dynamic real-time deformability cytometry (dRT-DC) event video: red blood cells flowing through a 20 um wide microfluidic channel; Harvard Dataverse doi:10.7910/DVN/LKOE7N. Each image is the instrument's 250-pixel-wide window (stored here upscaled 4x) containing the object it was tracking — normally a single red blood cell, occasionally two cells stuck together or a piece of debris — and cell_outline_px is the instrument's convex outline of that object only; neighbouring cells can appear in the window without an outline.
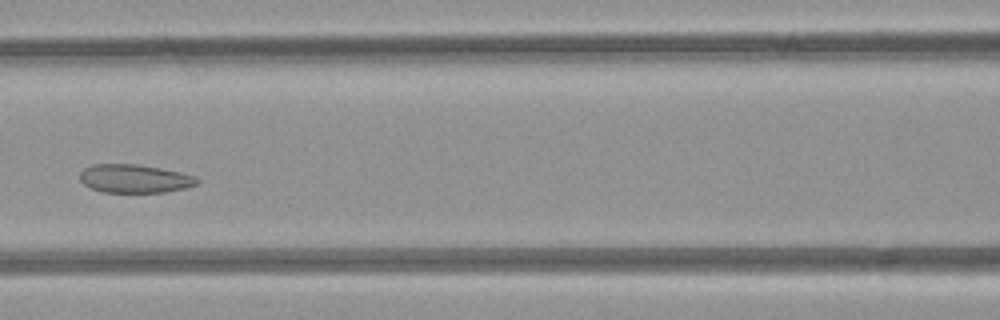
{"species": "common noctule bat (a hibernating species)", "species_latin": "Nyctalus noctula", "temperature_condition": "room temperature", "stored_images_in_passage": 7, "camera_frame_rate_fps": 3000, "um_per_image_px": 0.085, "animal": {"sex": "female", "body_mass_g": 21.9}, "frame": {"image": 1, "passage_image": 6, "time_ms": 6.667, "image_size_px": [1000, 320], "cell_outline_px": [[200, 180], [196, 184], [188, 188], [164, 192], [100, 192], [84, 184], [80, 180], [80, 172], [84, 168], [92, 164], [136, 164], [160, 168], [180, 172], [196, 176]], "centroid_in_image_um": [11.45, 15.18], "position_along_channel_um": 155.1, "area_um2": 19.48}}
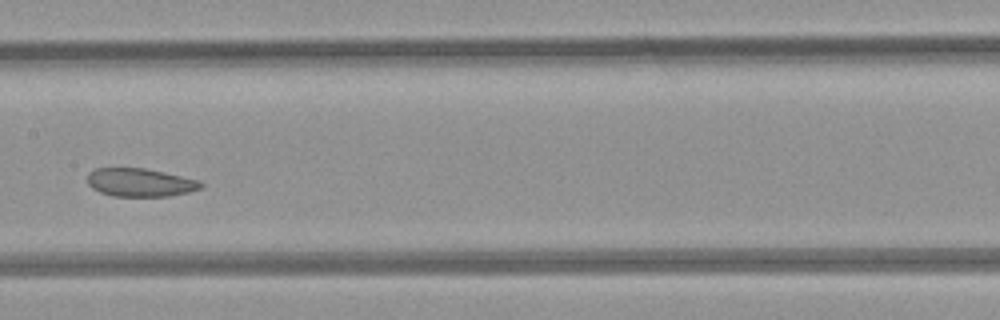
{"frame": {"image": 2, "passage_image": 7, "time_ms": 7.667, "image_size_px": [1000, 320], "cell_outline_px": [[204, 184], [200, 188], [188, 192], [168, 196], [112, 196], [100, 192], [92, 188], [88, 184], [88, 172], [96, 168], [144, 168], [164, 172], [200, 180]], "centroid_in_image_um": [11.9, 15.5], "position_along_channel_um": 195.5, "area_um2": 18.67}}